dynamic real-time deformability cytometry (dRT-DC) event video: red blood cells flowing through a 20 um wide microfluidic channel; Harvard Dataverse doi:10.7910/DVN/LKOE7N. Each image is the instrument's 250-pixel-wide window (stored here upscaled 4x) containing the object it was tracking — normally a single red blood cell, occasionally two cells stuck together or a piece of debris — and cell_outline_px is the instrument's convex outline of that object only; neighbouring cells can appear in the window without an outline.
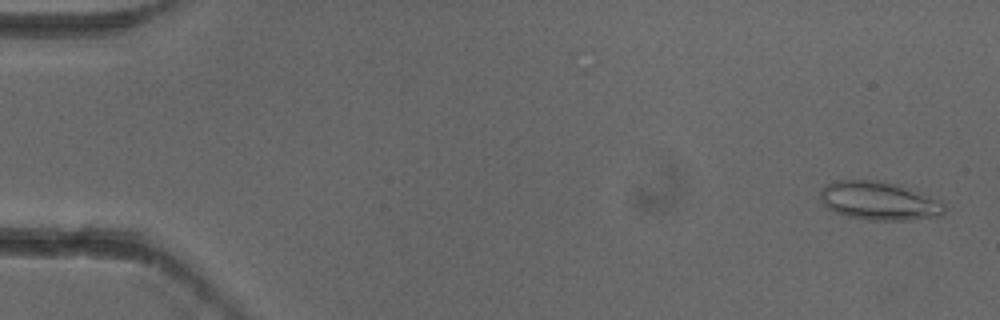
{"species": "common noctule bat (a hibernating species)", "species_latin": "Nyctalus noctula", "temperature_condition": "cold", "stored_images_in_passage": 5, "camera_frame_rate_fps": 3000, "um_per_image_px": 0.085, "animal": {"sex": "female"}, "frame": {"image": 1, "passage_image": 1, "time_ms": 0.0, "image_size_px": [1000, 320], "cell_outline_px": [[944, 212], [940, 216], [908, 220], [868, 220], [848, 216], [836, 212], [828, 208], [824, 204], [820, 196], [820, 192], [828, 184], [836, 180], [880, 180], [896, 184], [908, 188], [940, 200], [944, 204]], "centroid_in_image_um": [74.73, 17.07], "position_along_channel_um": 10.3, "area_um2": 27.63}}